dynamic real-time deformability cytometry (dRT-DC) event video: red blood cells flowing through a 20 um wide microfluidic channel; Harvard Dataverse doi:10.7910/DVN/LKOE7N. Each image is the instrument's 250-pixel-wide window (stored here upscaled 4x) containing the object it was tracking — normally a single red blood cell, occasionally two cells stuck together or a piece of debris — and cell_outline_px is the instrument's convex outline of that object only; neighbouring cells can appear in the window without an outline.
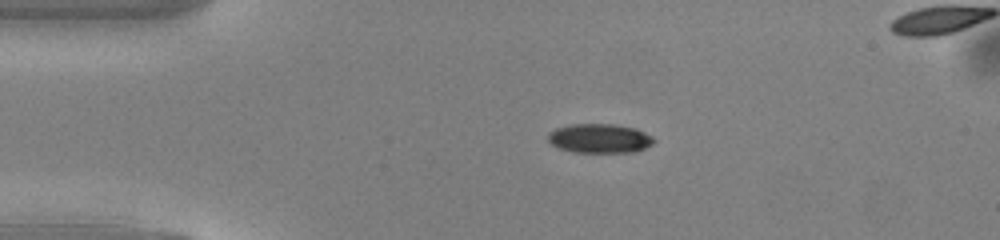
{"species": "common noctule bat (a hibernating species)", "species_latin": "Nyctalus noctula", "temperature_condition": "warm", "stored_images_in_passage": 39, "camera_frame_rate_fps": 3000, "um_per_image_px": 0.085, "animal": {"sex": "male", "body_mass_g": 13.0, "forearm_length_mm": 53.1}, "frame": {"image": 1, "passage_image": 1, "time_ms": 0.0, "image_size_px": [1000, 240], "cell_outline_px": [[656, 140], [652, 144], [636, 152], [572, 152], [560, 148], [552, 144], [548, 140], [548, 132], [556, 128], [568, 124], [616, 124], [636, 128], [652, 136]], "centroid_in_image_um": [50.97, 11.75], "position_along_channel_um": 34.0, "area_um2": 18.15}}
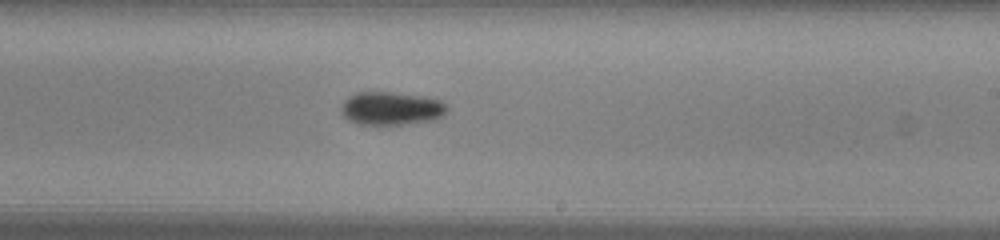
{"frame": {"image": 2, "passage_image": 20, "time_ms": 6.333, "image_size_px": [1000, 240], "cell_outline_px": [[448, 108], [436, 120], [400, 124], [360, 124], [348, 120], [340, 112], [340, 108], [344, 100], [348, 96], [356, 92], [388, 92], [420, 96], [440, 100]], "centroid_in_image_um": [33.2, 9.21], "position_along_channel_um": 255.8, "area_um2": 20.29}}
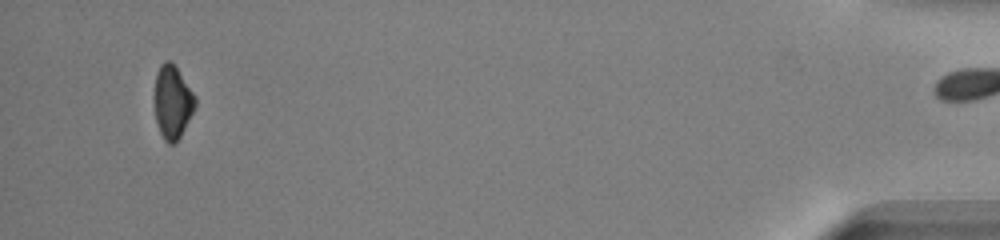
{"frame": {"image": 3, "passage_image": 38, "time_ms": 12.333, "image_size_px": [1000, 240], "cell_outline_px": [[196, 104], [180, 136], [172, 144], [168, 144], [164, 140], [160, 132], [156, 120], [156, 72], [160, 64], [164, 60], [168, 60], [176, 68], [196, 96]], "centroid_in_image_um": [14.67, 8.66], "position_along_channel_um": 420.5, "area_um2": 16.76}, "authors_computed_cell_mechanics": {"area_um2": 19.3052, "velocity_mm_per_s": 4.1353, "shape_relaxation_time_tau1_ms": 2.3856, "shape_relaxation_time_tau2_ms": null, "deformation_change_tau1": 0.088, "deformation_change_tau2": null}}